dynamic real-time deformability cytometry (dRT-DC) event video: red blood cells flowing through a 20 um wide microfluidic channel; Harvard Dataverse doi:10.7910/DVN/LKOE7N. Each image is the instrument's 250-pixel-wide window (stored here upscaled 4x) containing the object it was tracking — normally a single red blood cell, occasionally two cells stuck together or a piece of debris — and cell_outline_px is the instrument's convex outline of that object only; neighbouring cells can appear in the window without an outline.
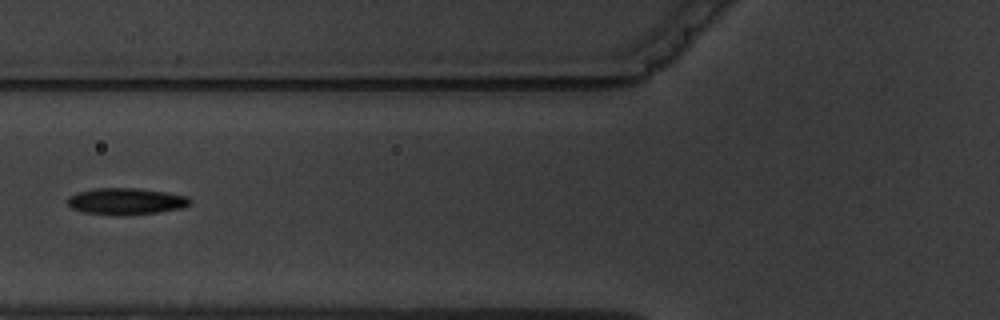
{"species": "common noctule bat (a hibernating species)", "species_latin": "Nyctalus noctula", "temperature_condition": "warm", "stored_images_in_passage": 3, "camera_frame_rate_fps": 3000, "um_per_image_px": 0.085, "animal": {"sex": "male", "body_mass_g": 19.5, "forearm_length_mm": 54.6}, "frame": {"image": 1, "passage_image": 3, "time_ms": 3.333, "image_size_px": [1000, 320], "cell_outline_px": [[192, 200], [188, 204], [180, 208], [156, 212], [84, 212], [72, 208], [68, 204], [68, 196], [76, 192], [96, 188], [140, 188], [188, 196]], "centroid_in_image_um": [10.7, 17.04], "position_along_channel_um": 115.1, "area_um2": 17.86}}